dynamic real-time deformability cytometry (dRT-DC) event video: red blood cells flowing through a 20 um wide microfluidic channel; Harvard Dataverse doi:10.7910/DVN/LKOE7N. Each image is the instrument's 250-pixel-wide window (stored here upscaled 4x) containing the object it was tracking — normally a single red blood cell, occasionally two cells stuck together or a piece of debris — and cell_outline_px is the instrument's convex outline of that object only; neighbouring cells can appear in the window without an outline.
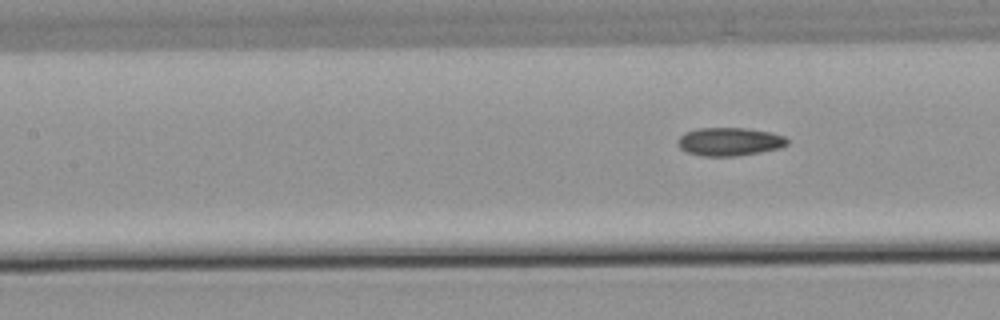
{"species": "common noctule bat (a hibernating species)", "species_latin": "Nyctalus noctula", "temperature_condition": "warm", "stored_images_in_passage": 5, "camera_frame_rate_fps": 3000, "um_per_image_px": 0.085, "animal": {"sex": "male", "body_mass_g": 21.5, "forearm_length_mm": 52.0}, "frame": {"image": 1, "passage_image": 5, "time_ms": 6.333, "image_size_px": [1000, 320], "cell_outline_px": [[788, 144], [780, 148], [760, 152], [736, 156], [704, 156], [688, 152], [680, 148], [676, 144], [680, 136], [684, 132], [696, 128], [748, 128], [768, 132], [784, 136], [788, 140]], "centroid_in_image_um": [61.99, 12.03], "position_along_channel_um": 145.4, "area_um2": 18.03}}